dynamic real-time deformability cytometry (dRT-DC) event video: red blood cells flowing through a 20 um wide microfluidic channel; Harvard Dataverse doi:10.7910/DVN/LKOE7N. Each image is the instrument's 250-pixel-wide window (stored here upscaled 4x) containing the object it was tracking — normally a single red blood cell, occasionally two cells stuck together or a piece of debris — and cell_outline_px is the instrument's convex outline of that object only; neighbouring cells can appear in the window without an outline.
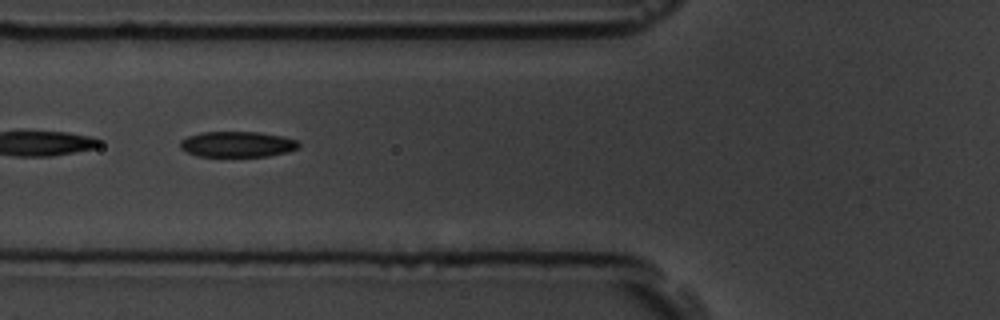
{"species": "common noctule bat (a hibernating species)", "species_latin": "Nyctalus noctula", "temperature_condition": "room temperature", "stored_images_in_passage": 55, "camera_frame_rate_fps": 3000, "um_per_image_px": 0.085, "animal": {"sex": "male", "body_mass_g": 19.5, "forearm_length_mm": 54.6}, "frame": {"image": 1, "passage_image": 20, "time_ms": 6.333, "image_size_px": [1000, 320], "cell_outline_px": [[300, 148], [288, 152], [268, 156], [196, 156], [180, 148], [180, 140], [188, 136], [200, 132], [260, 132], [284, 136], [296, 140], [300, 144]], "centroid_in_image_um": [20.2, 12.26], "position_along_channel_um": 105.6, "area_um2": 17.86}}
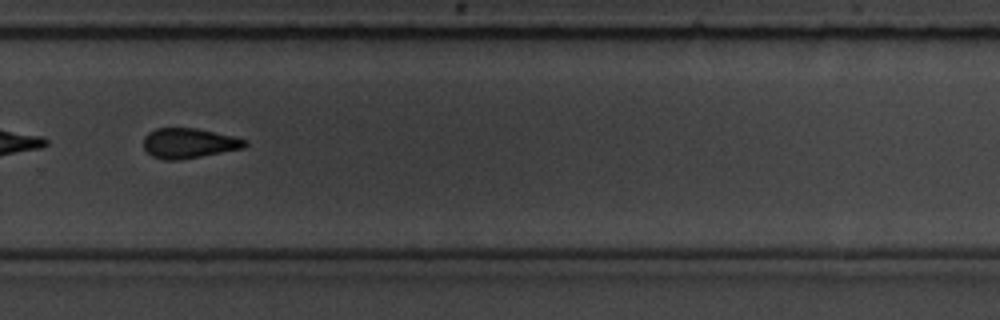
{"frame": {"image": 2, "passage_image": 37, "time_ms": 12.0, "image_size_px": [1000, 320], "cell_outline_px": [[248, 144], [244, 148], [180, 160], [164, 160], [152, 156], [144, 148], [144, 136], [148, 132], [156, 128], [196, 128], [232, 136], [248, 140]], "centroid_in_image_um": [16.05, 12.17], "position_along_channel_um": 313.7, "area_um2": 17.74}}
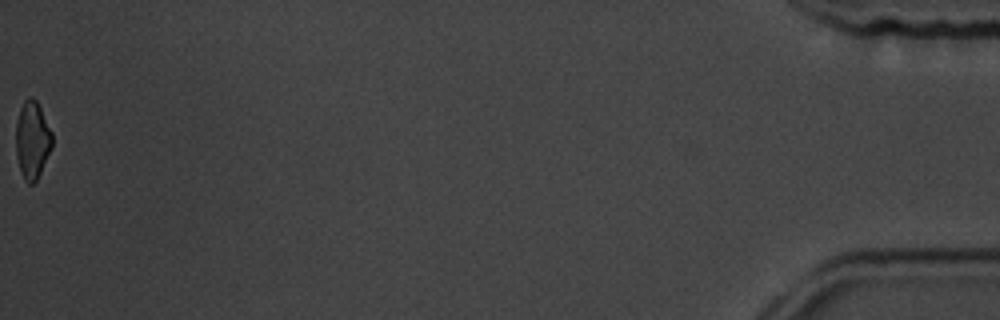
{"frame": {"image": 3, "passage_image": 55, "time_ms": 18.0, "image_size_px": [1000, 320], "cell_outline_px": [[52, 148], [36, 180], [32, 184], [28, 184], [24, 180], [20, 172], [16, 156], [16, 120], [20, 108], [24, 100], [28, 96], [32, 96], [36, 100], [52, 132]], "centroid_in_image_um": [2.73, 11.89], "position_along_channel_um": 432.5, "area_um2": 16.47}, "authors_computed_cell_mechanics": {"area_um2": 18.2648, "velocity_mm_per_s": 3.6759, "shape_relaxation_time_tau1_ms": 3.3511, "shape_relaxation_time_tau2_ms": 3.9369, "deformation_change_tau1": 0.1212, "deformation_change_tau2": 0.1161}}